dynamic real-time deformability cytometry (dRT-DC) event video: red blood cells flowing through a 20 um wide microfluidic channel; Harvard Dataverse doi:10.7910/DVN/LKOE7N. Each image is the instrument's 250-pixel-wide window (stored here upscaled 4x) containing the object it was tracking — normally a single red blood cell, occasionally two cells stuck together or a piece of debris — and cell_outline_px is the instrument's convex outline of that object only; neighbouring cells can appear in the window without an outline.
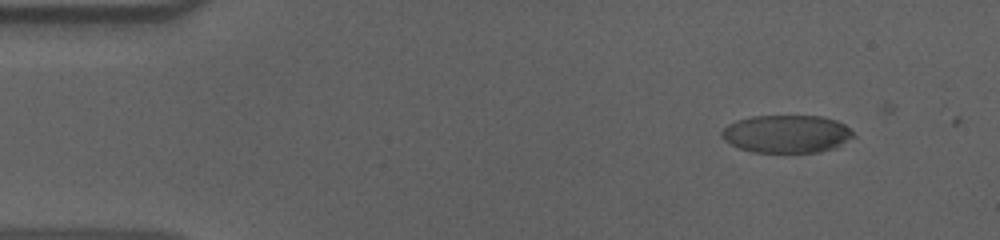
{"species": "human", "species_latin": "Homo sapiens", "temperature_condition": "cold", "stored_images_in_passage": 53, "camera_frame_rate_fps": 3000, "um_per_image_px": 0.085, "donor": {"sex": "male"}, "frame": {"image": 1, "passage_image": 1, "time_ms": 0.0, "image_size_px": [1000, 240], "cell_outline_px": [[856, 136], [836, 148], [820, 152], [752, 152], [740, 148], [724, 140], [720, 136], [720, 132], [728, 124], [736, 120], [752, 116], [820, 116], [836, 120], [844, 124]], "centroid_in_image_um": [66.87, 11.38], "position_along_channel_um": 18.1, "area_um2": 29.13}}
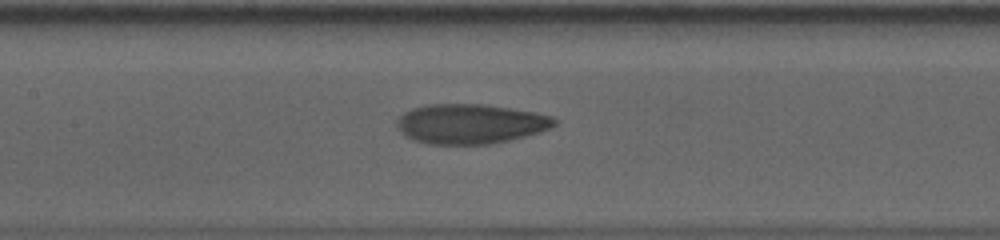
{"frame": {"image": 2, "passage_image": 23, "time_ms": 7.333, "image_size_px": [1000, 240], "cell_outline_px": [[556, 124], [552, 128], [540, 132], [492, 144], [428, 144], [412, 140], [404, 136], [396, 128], [396, 120], [404, 112], [412, 108], [428, 104], [484, 104], [536, 112], [552, 116], [556, 120]], "centroid_in_image_um": [39.95, 10.53], "position_along_channel_um": 167.4, "area_um2": 36.82}}
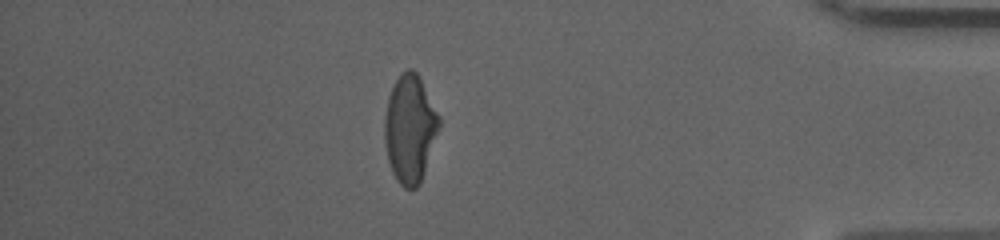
{"frame": {"image": 3, "passage_image": 46, "time_ms": 15.0, "image_size_px": [1000, 240], "cell_outline_px": [[440, 124], [420, 184], [416, 188], [404, 188], [396, 180], [392, 172], [388, 160], [384, 140], [384, 116], [388, 96], [396, 80], [408, 68], [412, 68], [416, 72], [440, 116]], "centroid_in_image_um": [34.82, 10.96], "position_along_channel_um": 400.4, "area_um2": 33.93}, "authors_computed_cell_mechanics": {"area_um2": 34.969, "velocity_mm_per_s": 3.5312, "shape_relaxation_time_tau1_ms": 8.4997, "shape_relaxation_time_tau2_ms": 2.1276, "deformation_change_tau1": 0.2449, "deformation_change_tau2": 0.0858}}